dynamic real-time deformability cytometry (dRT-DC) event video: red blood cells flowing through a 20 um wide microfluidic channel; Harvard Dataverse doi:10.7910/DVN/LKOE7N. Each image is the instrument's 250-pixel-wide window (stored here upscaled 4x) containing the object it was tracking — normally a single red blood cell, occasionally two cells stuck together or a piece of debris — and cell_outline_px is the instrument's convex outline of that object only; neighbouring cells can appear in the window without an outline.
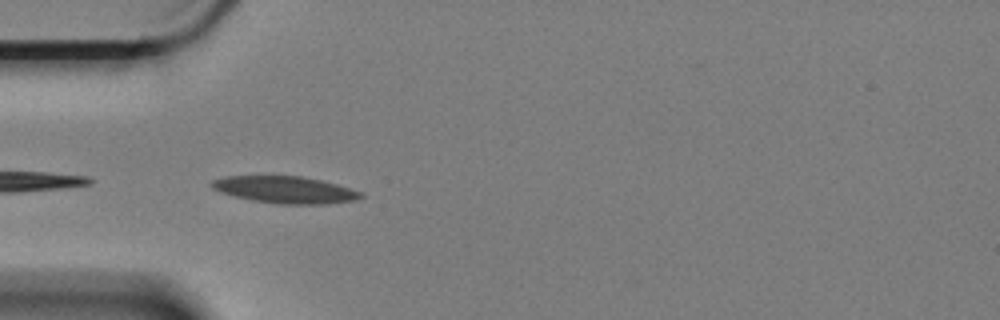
{"species": "Egyptian fruit bat (a non-hibernating species)", "species_latin": "Rousettus aegyptiacus", "temperature_condition": "cold", "stored_images_in_passage": 10, "camera_frame_rate_fps": 3000, "um_per_image_px": 0.085, "animal": {"sex": "female"}, "frame": {"image": 1, "passage_image": 1, "time_ms": 0.0, "image_size_px": [1000, 320], "cell_outline_px": [[364, 196], [356, 200], [324, 204], [280, 204], [252, 200], [220, 192], [212, 188], [212, 180], [224, 176], [300, 176], [320, 180], [336, 184], [364, 192]], "centroid_in_image_um": [24.27, 16.13], "position_along_channel_um": 60.7, "area_um2": 23.29}}
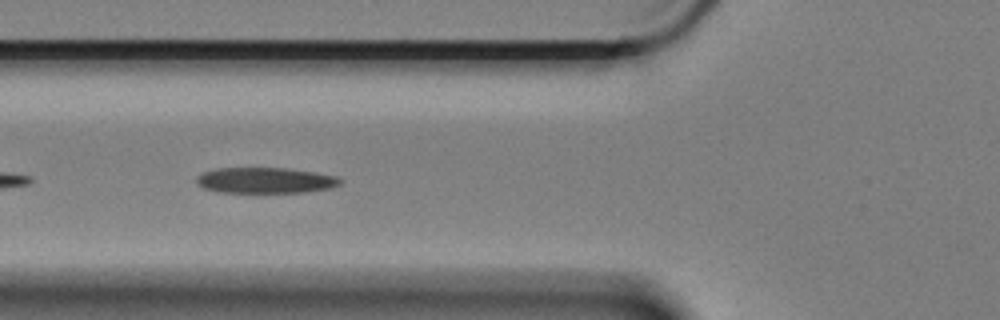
{"frame": {"image": 2, "passage_image": 5, "time_ms": 1.333, "image_size_px": [1000, 320], "cell_outline_px": [[344, 180], [340, 184], [332, 188], [304, 192], [216, 192], [204, 188], [196, 184], [196, 176], [204, 172], [216, 168], [284, 168], [316, 172], [336, 176]], "centroid_in_image_um": [22.55, 15.33], "position_along_channel_um": 103.2, "area_um2": 21.68}}